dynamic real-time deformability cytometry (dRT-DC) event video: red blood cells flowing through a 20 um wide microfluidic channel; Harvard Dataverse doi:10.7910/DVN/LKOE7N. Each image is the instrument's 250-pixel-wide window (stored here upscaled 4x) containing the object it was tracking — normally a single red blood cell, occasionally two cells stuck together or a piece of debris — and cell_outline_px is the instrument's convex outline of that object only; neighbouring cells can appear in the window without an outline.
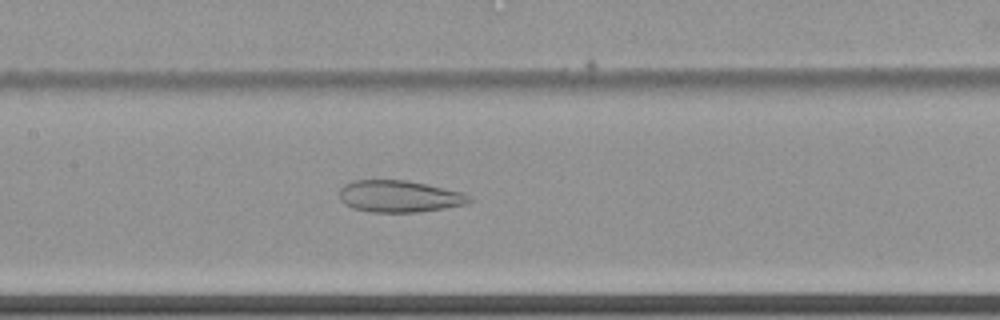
{"species": "common noctule bat (a hibernating species)", "species_latin": "Nyctalus noctula", "temperature_condition": "cold", "stored_images_in_passage": 59, "camera_frame_rate_fps": 3000, "um_per_image_px": 0.085, "animal": {"sex": "female", "body_mass_g": 22.7, "forearm_length_mm": 54.2}, "frame": {"image": 1, "passage_image": 30, "time_ms": 9.667, "image_size_px": [1000, 320], "cell_outline_px": [[472, 200], [468, 204], [444, 208], [416, 212], [372, 212], [352, 208], [344, 204], [340, 200], [340, 188], [344, 184], [352, 180], [404, 180], [424, 184], [460, 192], [472, 196]], "centroid_in_image_um": [33.91, 16.69], "position_along_channel_um": 173.5, "area_um2": 23.99}}
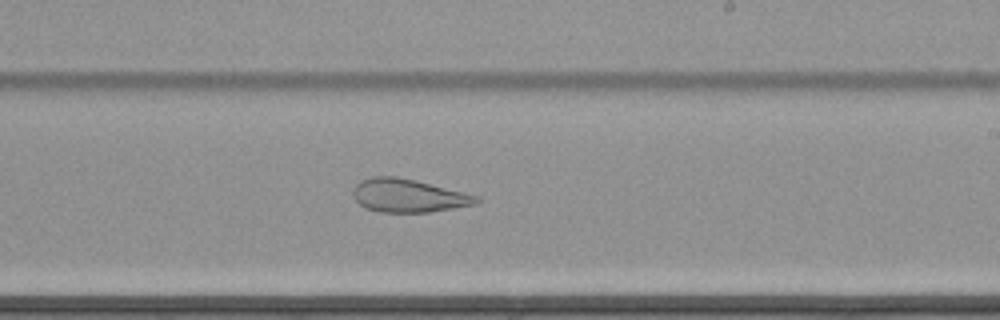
{"frame": {"image": 2, "passage_image": 37, "time_ms": 12.0, "image_size_px": [1000, 320], "cell_outline_px": [[480, 200], [476, 204], [428, 212], [380, 212], [364, 208], [352, 196], [352, 192], [356, 184], [360, 180], [372, 176], [396, 176], [464, 192], [480, 196]], "centroid_in_image_um": [34.67, 16.63], "position_along_channel_um": 254.3, "area_um2": 23.81}}
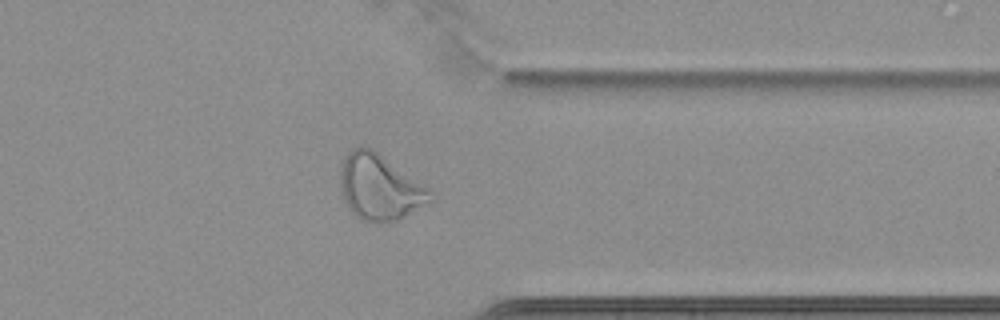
{"frame": {"image": 3, "passage_image": 48, "time_ms": 15.667, "image_size_px": [1000, 320], "cell_outline_px": [[436, 196], [432, 200], [400, 220], [380, 224], [360, 220], [348, 208], [340, 192], [340, 176], [344, 156], [352, 148], [372, 148], [428, 188]], "centroid_in_image_um": [32.26, 15.97], "position_along_channel_um": 379.1, "area_um2": 34.51}}